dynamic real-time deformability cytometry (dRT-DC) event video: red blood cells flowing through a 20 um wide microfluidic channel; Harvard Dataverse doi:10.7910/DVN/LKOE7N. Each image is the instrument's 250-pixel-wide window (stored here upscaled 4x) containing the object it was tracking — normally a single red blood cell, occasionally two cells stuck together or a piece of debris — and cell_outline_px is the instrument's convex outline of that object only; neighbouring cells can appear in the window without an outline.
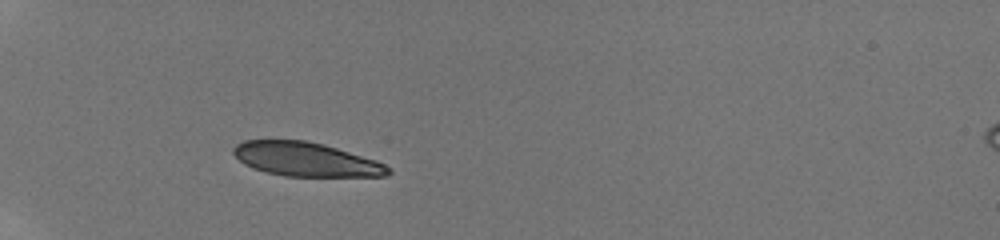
{"species": "human", "species_latin": "Homo sapiens", "temperature_condition": "room temperature", "stored_images_in_passage": 36, "camera_frame_rate_fps": 3000, "um_per_image_px": 0.085, "donor": {"sex": "male"}, "frame": {"image": 1, "passage_image": 1, "time_ms": 0.0, "image_size_px": [1000, 240], "cell_outline_px": [[392, 172], [388, 176], [284, 176], [252, 168], [244, 164], [232, 152], [232, 148], [236, 144], [244, 140], [304, 140], [324, 144], [376, 160], [392, 168]], "centroid_in_image_um": [26.01, 13.54], "position_along_channel_um": 59.0, "area_um2": 30.63}}
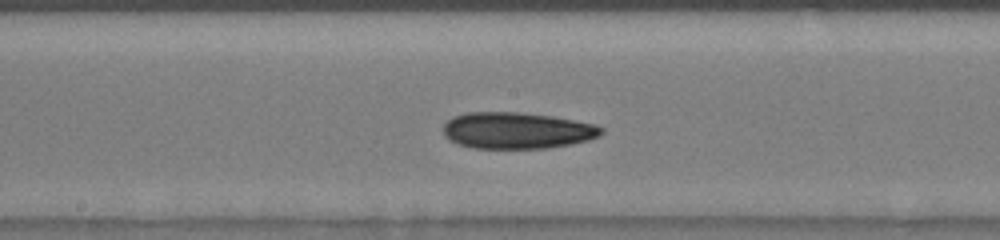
{"frame": {"image": 2, "passage_image": 14, "time_ms": 4.333, "image_size_px": [1000, 240], "cell_outline_px": [[604, 132], [600, 136], [588, 140], [572, 144], [548, 148], [472, 148], [456, 144], [448, 140], [444, 136], [444, 124], [452, 116], [468, 112], [516, 112], [552, 116], [596, 124], [604, 128]], "centroid_in_image_um": [43.94, 11.1], "position_along_channel_um": 204.3, "area_um2": 33.87}}
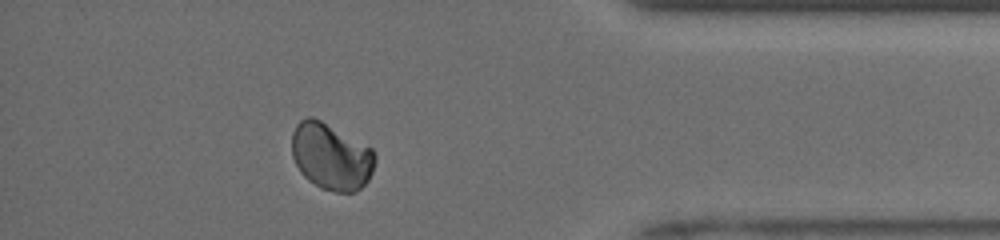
{"frame": {"image": 3, "passage_image": 31, "time_ms": 10.0, "image_size_px": [1000, 240], "cell_outline_px": [[376, 160], [372, 172], [368, 180], [356, 192], [336, 192], [320, 188], [308, 180], [300, 172], [292, 156], [292, 132], [296, 124], [300, 120], [308, 116], [312, 116], [320, 120], [372, 148], [376, 156]], "centroid_in_image_um": [28.13, 13.31], "position_along_channel_um": 407.1, "area_um2": 32.37}}